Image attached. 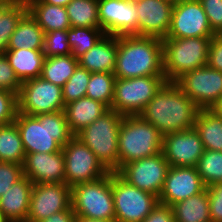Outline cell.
Segmentation results:
<instances>
[{
	"label": "cell",
	"instance_id": "42",
	"mask_svg": "<svg viewBox=\"0 0 222 222\" xmlns=\"http://www.w3.org/2000/svg\"><path fill=\"white\" fill-rule=\"evenodd\" d=\"M206 189L211 222H222V183L210 184Z\"/></svg>",
	"mask_w": 222,
	"mask_h": 222
},
{
	"label": "cell",
	"instance_id": "3",
	"mask_svg": "<svg viewBox=\"0 0 222 222\" xmlns=\"http://www.w3.org/2000/svg\"><path fill=\"white\" fill-rule=\"evenodd\" d=\"M14 122L20 132L26 154L58 152L74 136L64 110L37 116L18 112Z\"/></svg>",
	"mask_w": 222,
	"mask_h": 222
},
{
	"label": "cell",
	"instance_id": "40",
	"mask_svg": "<svg viewBox=\"0 0 222 222\" xmlns=\"http://www.w3.org/2000/svg\"><path fill=\"white\" fill-rule=\"evenodd\" d=\"M22 82L18 79L15 71L10 66L5 54L0 55V89L11 91L15 94L20 93Z\"/></svg>",
	"mask_w": 222,
	"mask_h": 222
},
{
	"label": "cell",
	"instance_id": "14",
	"mask_svg": "<svg viewBox=\"0 0 222 222\" xmlns=\"http://www.w3.org/2000/svg\"><path fill=\"white\" fill-rule=\"evenodd\" d=\"M207 15L199 0L174 3L168 35L165 38L213 37Z\"/></svg>",
	"mask_w": 222,
	"mask_h": 222
},
{
	"label": "cell",
	"instance_id": "50",
	"mask_svg": "<svg viewBox=\"0 0 222 222\" xmlns=\"http://www.w3.org/2000/svg\"><path fill=\"white\" fill-rule=\"evenodd\" d=\"M16 0H0V4L4 2H15Z\"/></svg>",
	"mask_w": 222,
	"mask_h": 222
},
{
	"label": "cell",
	"instance_id": "36",
	"mask_svg": "<svg viewBox=\"0 0 222 222\" xmlns=\"http://www.w3.org/2000/svg\"><path fill=\"white\" fill-rule=\"evenodd\" d=\"M90 77L91 72L79 65L77 66L73 75L62 87V97L65 105L82 97H86Z\"/></svg>",
	"mask_w": 222,
	"mask_h": 222
},
{
	"label": "cell",
	"instance_id": "30",
	"mask_svg": "<svg viewBox=\"0 0 222 222\" xmlns=\"http://www.w3.org/2000/svg\"><path fill=\"white\" fill-rule=\"evenodd\" d=\"M25 150L15 122L0 125V162L22 164Z\"/></svg>",
	"mask_w": 222,
	"mask_h": 222
},
{
	"label": "cell",
	"instance_id": "15",
	"mask_svg": "<svg viewBox=\"0 0 222 222\" xmlns=\"http://www.w3.org/2000/svg\"><path fill=\"white\" fill-rule=\"evenodd\" d=\"M71 207V187L66 183L34 184L26 222H38Z\"/></svg>",
	"mask_w": 222,
	"mask_h": 222
},
{
	"label": "cell",
	"instance_id": "16",
	"mask_svg": "<svg viewBox=\"0 0 222 222\" xmlns=\"http://www.w3.org/2000/svg\"><path fill=\"white\" fill-rule=\"evenodd\" d=\"M205 151L195 128L163 136L162 154L170 166L197 167Z\"/></svg>",
	"mask_w": 222,
	"mask_h": 222
},
{
	"label": "cell",
	"instance_id": "33",
	"mask_svg": "<svg viewBox=\"0 0 222 222\" xmlns=\"http://www.w3.org/2000/svg\"><path fill=\"white\" fill-rule=\"evenodd\" d=\"M71 54L78 60L89 51L104 35L101 28L71 27L67 29Z\"/></svg>",
	"mask_w": 222,
	"mask_h": 222
},
{
	"label": "cell",
	"instance_id": "8",
	"mask_svg": "<svg viewBox=\"0 0 222 222\" xmlns=\"http://www.w3.org/2000/svg\"><path fill=\"white\" fill-rule=\"evenodd\" d=\"M165 76L116 78L111 109L125 115H139L161 87Z\"/></svg>",
	"mask_w": 222,
	"mask_h": 222
},
{
	"label": "cell",
	"instance_id": "22",
	"mask_svg": "<svg viewBox=\"0 0 222 222\" xmlns=\"http://www.w3.org/2000/svg\"><path fill=\"white\" fill-rule=\"evenodd\" d=\"M116 57L117 36L104 35L89 51L78 59V64L91 73H114Z\"/></svg>",
	"mask_w": 222,
	"mask_h": 222
},
{
	"label": "cell",
	"instance_id": "49",
	"mask_svg": "<svg viewBox=\"0 0 222 222\" xmlns=\"http://www.w3.org/2000/svg\"><path fill=\"white\" fill-rule=\"evenodd\" d=\"M0 222H8L0 212Z\"/></svg>",
	"mask_w": 222,
	"mask_h": 222
},
{
	"label": "cell",
	"instance_id": "24",
	"mask_svg": "<svg viewBox=\"0 0 222 222\" xmlns=\"http://www.w3.org/2000/svg\"><path fill=\"white\" fill-rule=\"evenodd\" d=\"M26 2L29 14L45 33L71 28L66 7L50 5L42 0H28Z\"/></svg>",
	"mask_w": 222,
	"mask_h": 222
},
{
	"label": "cell",
	"instance_id": "18",
	"mask_svg": "<svg viewBox=\"0 0 222 222\" xmlns=\"http://www.w3.org/2000/svg\"><path fill=\"white\" fill-rule=\"evenodd\" d=\"M206 189L197 167L170 166L159 194V203L173 204L195 196Z\"/></svg>",
	"mask_w": 222,
	"mask_h": 222
},
{
	"label": "cell",
	"instance_id": "20",
	"mask_svg": "<svg viewBox=\"0 0 222 222\" xmlns=\"http://www.w3.org/2000/svg\"><path fill=\"white\" fill-rule=\"evenodd\" d=\"M23 175L33 184L65 183V160L62 149L54 153L26 154Z\"/></svg>",
	"mask_w": 222,
	"mask_h": 222
},
{
	"label": "cell",
	"instance_id": "9",
	"mask_svg": "<svg viewBox=\"0 0 222 222\" xmlns=\"http://www.w3.org/2000/svg\"><path fill=\"white\" fill-rule=\"evenodd\" d=\"M112 196L117 222H143L159 203L158 196L145 192L112 172Z\"/></svg>",
	"mask_w": 222,
	"mask_h": 222
},
{
	"label": "cell",
	"instance_id": "28",
	"mask_svg": "<svg viewBox=\"0 0 222 222\" xmlns=\"http://www.w3.org/2000/svg\"><path fill=\"white\" fill-rule=\"evenodd\" d=\"M171 207L175 222H211L207 189Z\"/></svg>",
	"mask_w": 222,
	"mask_h": 222
},
{
	"label": "cell",
	"instance_id": "5",
	"mask_svg": "<svg viewBox=\"0 0 222 222\" xmlns=\"http://www.w3.org/2000/svg\"><path fill=\"white\" fill-rule=\"evenodd\" d=\"M211 38L162 39L163 73L167 82H175L185 72L207 65Z\"/></svg>",
	"mask_w": 222,
	"mask_h": 222
},
{
	"label": "cell",
	"instance_id": "12",
	"mask_svg": "<svg viewBox=\"0 0 222 222\" xmlns=\"http://www.w3.org/2000/svg\"><path fill=\"white\" fill-rule=\"evenodd\" d=\"M175 83L199 109H211L222 95V72L208 65L185 72Z\"/></svg>",
	"mask_w": 222,
	"mask_h": 222
},
{
	"label": "cell",
	"instance_id": "17",
	"mask_svg": "<svg viewBox=\"0 0 222 222\" xmlns=\"http://www.w3.org/2000/svg\"><path fill=\"white\" fill-rule=\"evenodd\" d=\"M101 29L105 35H137L138 17L135 2L98 0Z\"/></svg>",
	"mask_w": 222,
	"mask_h": 222
},
{
	"label": "cell",
	"instance_id": "27",
	"mask_svg": "<svg viewBox=\"0 0 222 222\" xmlns=\"http://www.w3.org/2000/svg\"><path fill=\"white\" fill-rule=\"evenodd\" d=\"M198 132L205 150L222 151V117L212 109H199L195 118Z\"/></svg>",
	"mask_w": 222,
	"mask_h": 222
},
{
	"label": "cell",
	"instance_id": "38",
	"mask_svg": "<svg viewBox=\"0 0 222 222\" xmlns=\"http://www.w3.org/2000/svg\"><path fill=\"white\" fill-rule=\"evenodd\" d=\"M18 113V95L0 89V125H6L15 121Z\"/></svg>",
	"mask_w": 222,
	"mask_h": 222
},
{
	"label": "cell",
	"instance_id": "21",
	"mask_svg": "<svg viewBox=\"0 0 222 222\" xmlns=\"http://www.w3.org/2000/svg\"><path fill=\"white\" fill-rule=\"evenodd\" d=\"M33 185L23 176L0 197V212L8 222H26Z\"/></svg>",
	"mask_w": 222,
	"mask_h": 222
},
{
	"label": "cell",
	"instance_id": "1",
	"mask_svg": "<svg viewBox=\"0 0 222 222\" xmlns=\"http://www.w3.org/2000/svg\"><path fill=\"white\" fill-rule=\"evenodd\" d=\"M198 111L175 82H166L139 115L164 136L194 128Z\"/></svg>",
	"mask_w": 222,
	"mask_h": 222
},
{
	"label": "cell",
	"instance_id": "39",
	"mask_svg": "<svg viewBox=\"0 0 222 222\" xmlns=\"http://www.w3.org/2000/svg\"><path fill=\"white\" fill-rule=\"evenodd\" d=\"M23 176L22 164L0 162V197Z\"/></svg>",
	"mask_w": 222,
	"mask_h": 222
},
{
	"label": "cell",
	"instance_id": "7",
	"mask_svg": "<svg viewBox=\"0 0 222 222\" xmlns=\"http://www.w3.org/2000/svg\"><path fill=\"white\" fill-rule=\"evenodd\" d=\"M71 207L78 216L115 220L112 172L98 180L74 185L71 188Z\"/></svg>",
	"mask_w": 222,
	"mask_h": 222
},
{
	"label": "cell",
	"instance_id": "13",
	"mask_svg": "<svg viewBox=\"0 0 222 222\" xmlns=\"http://www.w3.org/2000/svg\"><path fill=\"white\" fill-rule=\"evenodd\" d=\"M169 167L161 152L127 163L116 173L130 185L159 197Z\"/></svg>",
	"mask_w": 222,
	"mask_h": 222
},
{
	"label": "cell",
	"instance_id": "25",
	"mask_svg": "<svg viewBox=\"0 0 222 222\" xmlns=\"http://www.w3.org/2000/svg\"><path fill=\"white\" fill-rule=\"evenodd\" d=\"M4 54L21 82L41 76L45 59L43 50L7 49Z\"/></svg>",
	"mask_w": 222,
	"mask_h": 222
},
{
	"label": "cell",
	"instance_id": "48",
	"mask_svg": "<svg viewBox=\"0 0 222 222\" xmlns=\"http://www.w3.org/2000/svg\"><path fill=\"white\" fill-rule=\"evenodd\" d=\"M217 115L222 117V95L216 104L211 108Z\"/></svg>",
	"mask_w": 222,
	"mask_h": 222
},
{
	"label": "cell",
	"instance_id": "23",
	"mask_svg": "<svg viewBox=\"0 0 222 222\" xmlns=\"http://www.w3.org/2000/svg\"><path fill=\"white\" fill-rule=\"evenodd\" d=\"M108 110L101 102L82 97L65 105L64 112L71 132L76 135Z\"/></svg>",
	"mask_w": 222,
	"mask_h": 222
},
{
	"label": "cell",
	"instance_id": "37",
	"mask_svg": "<svg viewBox=\"0 0 222 222\" xmlns=\"http://www.w3.org/2000/svg\"><path fill=\"white\" fill-rule=\"evenodd\" d=\"M45 57L66 56L71 54L67 30H54L45 33L43 40Z\"/></svg>",
	"mask_w": 222,
	"mask_h": 222
},
{
	"label": "cell",
	"instance_id": "46",
	"mask_svg": "<svg viewBox=\"0 0 222 222\" xmlns=\"http://www.w3.org/2000/svg\"><path fill=\"white\" fill-rule=\"evenodd\" d=\"M75 222H117L116 220H100L83 216H75Z\"/></svg>",
	"mask_w": 222,
	"mask_h": 222
},
{
	"label": "cell",
	"instance_id": "35",
	"mask_svg": "<svg viewBox=\"0 0 222 222\" xmlns=\"http://www.w3.org/2000/svg\"><path fill=\"white\" fill-rule=\"evenodd\" d=\"M197 170L206 187L222 183V151L205 150L198 161Z\"/></svg>",
	"mask_w": 222,
	"mask_h": 222
},
{
	"label": "cell",
	"instance_id": "2",
	"mask_svg": "<svg viewBox=\"0 0 222 222\" xmlns=\"http://www.w3.org/2000/svg\"><path fill=\"white\" fill-rule=\"evenodd\" d=\"M116 78L164 76L162 39L151 36H117Z\"/></svg>",
	"mask_w": 222,
	"mask_h": 222
},
{
	"label": "cell",
	"instance_id": "47",
	"mask_svg": "<svg viewBox=\"0 0 222 222\" xmlns=\"http://www.w3.org/2000/svg\"><path fill=\"white\" fill-rule=\"evenodd\" d=\"M42 1L50 5H58L66 7L71 0H42Z\"/></svg>",
	"mask_w": 222,
	"mask_h": 222
},
{
	"label": "cell",
	"instance_id": "41",
	"mask_svg": "<svg viewBox=\"0 0 222 222\" xmlns=\"http://www.w3.org/2000/svg\"><path fill=\"white\" fill-rule=\"evenodd\" d=\"M207 15L211 30L222 34V0H199Z\"/></svg>",
	"mask_w": 222,
	"mask_h": 222
},
{
	"label": "cell",
	"instance_id": "26",
	"mask_svg": "<svg viewBox=\"0 0 222 222\" xmlns=\"http://www.w3.org/2000/svg\"><path fill=\"white\" fill-rule=\"evenodd\" d=\"M44 35L43 29L27 12L11 35L7 49L43 50Z\"/></svg>",
	"mask_w": 222,
	"mask_h": 222
},
{
	"label": "cell",
	"instance_id": "34",
	"mask_svg": "<svg viewBox=\"0 0 222 222\" xmlns=\"http://www.w3.org/2000/svg\"><path fill=\"white\" fill-rule=\"evenodd\" d=\"M116 77L114 73H91L86 91V97L97 100L111 109L114 99Z\"/></svg>",
	"mask_w": 222,
	"mask_h": 222
},
{
	"label": "cell",
	"instance_id": "4",
	"mask_svg": "<svg viewBox=\"0 0 222 222\" xmlns=\"http://www.w3.org/2000/svg\"><path fill=\"white\" fill-rule=\"evenodd\" d=\"M163 135L140 115H125L119 128L118 169L162 152Z\"/></svg>",
	"mask_w": 222,
	"mask_h": 222
},
{
	"label": "cell",
	"instance_id": "29",
	"mask_svg": "<svg viewBox=\"0 0 222 222\" xmlns=\"http://www.w3.org/2000/svg\"><path fill=\"white\" fill-rule=\"evenodd\" d=\"M27 12L28 7L25 1L16 0L0 4V55L7 50L11 35Z\"/></svg>",
	"mask_w": 222,
	"mask_h": 222
},
{
	"label": "cell",
	"instance_id": "10",
	"mask_svg": "<svg viewBox=\"0 0 222 222\" xmlns=\"http://www.w3.org/2000/svg\"><path fill=\"white\" fill-rule=\"evenodd\" d=\"M62 87L41 76L23 81L18 94V112L29 116L63 111Z\"/></svg>",
	"mask_w": 222,
	"mask_h": 222
},
{
	"label": "cell",
	"instance_id": "6",
	"mask_svg": "<svg viewBox=\"0 0 222 222\" xmlns=\"http://www.w3.org/2000/svg\"><path fill=\"white\" fill-rule=\"evenodd\" d=\"M123 117V114L109 109L75 135L109 172L118 170V137Z\"/></svg>",
	"mask_w": 222,
	"mask_h": 222
},
{
	"label": "cell",
	"instance_id": "19",
	"mask_svg": "<svg viewBox=\"0 0 222 222\" xmlns=\"http://www.w3.org/2000/svg\"><path fill=\"white\" fill-rule=\"evenodd\" d=\"M138 17L137 35L164 39L170 28L174 3L170 0L135 2Z\"/></svg>",
	"mask_w": 222,
	"mask_h": 222
},
{
	"label": "cell",
	"instance_id": "44",
	"mask_svg": "<svg viewBox=\"0 0 222 222\" xmlns=\"http://www.w3.org/2000/svg\"><path fill=\"white\" fill-rule=\"evenodd\" d=\"M143 222H175L172 207L158 203Z\"/></svg>",
	"mask_w": 222,
	"mask_h": 222
},
{
	"label": "cell",
	"instance_id": "45",
	"mask_svg": "<svg viewBox=\"0 0 222 222\" xmlns=\"http://www.w3.org/2000/svg\"><path fill=\"white\" fill-rule=\"evenodd\" d=\"M75 212L72 207L56 212L49 216L48 218L38 221V222H75Z\"/></svg>",
	"mask_w": 222,
	"mask_h": 222
},
{
	"label": "cell",
	"instance_id": "32",
	"mask_svg": "<svg viewBox=\"0 0 222 222\" xmlns=\"http://www.w3.org/2000/svg\"><path fill=\"white\" fill-rule=\"evenodd\" d=\"M66 10L71 27L101 28L98 0H71Z\"/></svg>",
	"mask_w": 222,
	"mask_h": 222
},
{
	"label": "cell",
	"instance_id": "51",
	"mask_svg": "<svg viewBox=\"0 0 222 222\" xmlns=\"http://www.w3.org/2000/svg\"><path fill=\"white\" fill-rule=\"evenodd\" d=\"M129 1H131V2H137V1H140V0H129Z\"/></svg>",
	"mask_w": 222,
	"mask_h": 222
},
{
	"label": "cell",
	"instance_id": "11",
	"mask_svg": "<svg viewBox=\"0 0 222 222\" xmlns=\"http://www.w3.org/2000/svg\"><path fill=\"white\" fill-rule=\"evenodd\" d=\"M62 151L65 160V183L71 188L80 183L98 180L109 173L89 147L75 135Z\"/></svg>",
	"mask_w": 222,
	"mask_h": 222
},
{
	"label": "cell",
	"instance_id": "43",
	"mask_svg": "<svg viewBox=\"0 0 222 222\" xmlns=\"http://www.w3.org/2000/svg\"><path fill=\"white\" fill-rule=\"evenodd\" d=\"M207 65L222 72V34H215L210 40Z\"/></svg>",
	"mask_w": 222,
	"mask_h": 222
},
{
	"label": "cell",
	"instance_id": "31",
	"mask_svg": "<svg viewBox=\"0 0 222 222\" xmlns=\"http://www.w3.org/2000/svg\"><path fill=\"white\" fill-rule=\"evenodd\" d=\"M78 60L72 55L45 57L41 77L63 87L78 66Z\"/></svg>",
	"mask_w": 222,
	"mask_h": 222
}]
</instances>
